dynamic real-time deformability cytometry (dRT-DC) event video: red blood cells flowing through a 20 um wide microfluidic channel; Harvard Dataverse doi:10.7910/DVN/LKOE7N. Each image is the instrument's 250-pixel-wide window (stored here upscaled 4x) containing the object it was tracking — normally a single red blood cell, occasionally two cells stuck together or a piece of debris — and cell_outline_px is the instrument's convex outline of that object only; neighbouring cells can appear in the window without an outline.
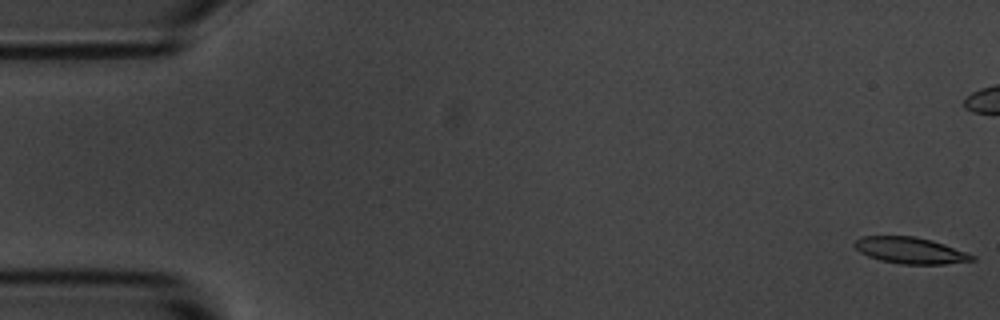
{"species": "common noctule bat (a hibernating species)", "species_latin": "Nyctalus noctula", "temperature_condition": "room temperature", "stored_images_in_passage": 56, "camera_frame_rate_fps": 3000, "um_per_image_px": 0.085, "animal": {"sex": "male", "body_mass_g": 20.1, "forearm_length_mm": 53.5}, "frame": {"image": 1, "passage_image": 1, "time_ms": 0.0, "image_size_px": [1000, 320], "cell_outline_px": [[976, 260], [944, 264], [900, 264], [880, 260], [868, 256], [860, 252], [856, 248], [856, 240], [864, 236], [912, 236], [932, 240], [944, 244], [976, 256]], "centroid_in_image_um": [77.4, 21.29], "position_along_channel_um": 7.6, "area_um2": 17.86}}
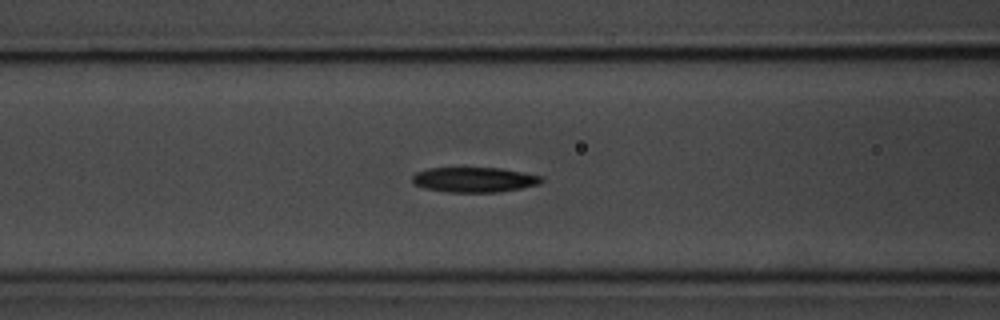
{"frame": {"image": 2, "passage_image": 22, "time_ms": 7.0, "image_size_px": [1000, 320], "cell_outline_px": [[544, 180], [540, 184], [520, 188], [496, 192], [448, 192], [424, 188], [412, 184], [412, 176], [416, 172], [428, 168], [500, 168], [524, 172], [540, 176]], "centroid_in_image_um": [40.28, 15.27], "position_along_channel_um": 126.3, "area_um2": 18.84}}
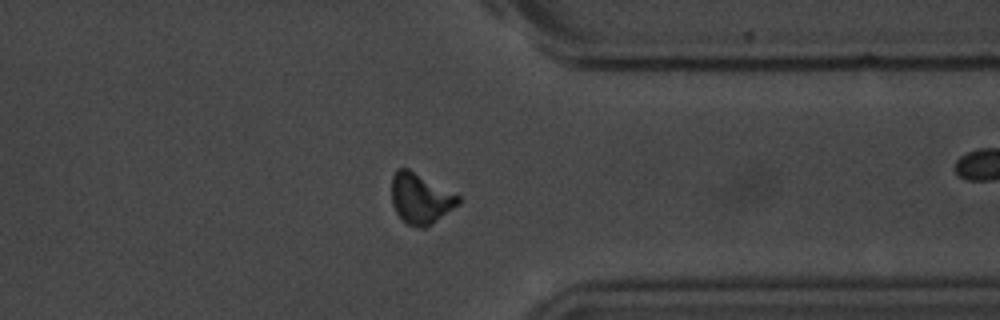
{"frame": {"image": 3, "passage_image": 43, "time_ms": 14.0, "image_size_px": [1000, 320], "cell_outline_px": [[460, 204], [432, 224], [424, 228], [416, 228], [408, 224], [396, 212], [392, 204], [392, 176], [396, 168], [408, 168], [460, 196]], "centroid_in_image_um": [35.74, 16.88], "position_along_channel_um": 375.7, "area_um2": 19.59}, "authors_computed_cell_mechanics": {"area_um2": 19.0451, "velocity_mm_per_s": 3.6401, "shape_relaxation_time_tau1_ms": 3.6409, "shape_relaxation_time_tau2_ms": null, "deformation_change_tau1": 0.1747, "deformation_change_tau2": null}}